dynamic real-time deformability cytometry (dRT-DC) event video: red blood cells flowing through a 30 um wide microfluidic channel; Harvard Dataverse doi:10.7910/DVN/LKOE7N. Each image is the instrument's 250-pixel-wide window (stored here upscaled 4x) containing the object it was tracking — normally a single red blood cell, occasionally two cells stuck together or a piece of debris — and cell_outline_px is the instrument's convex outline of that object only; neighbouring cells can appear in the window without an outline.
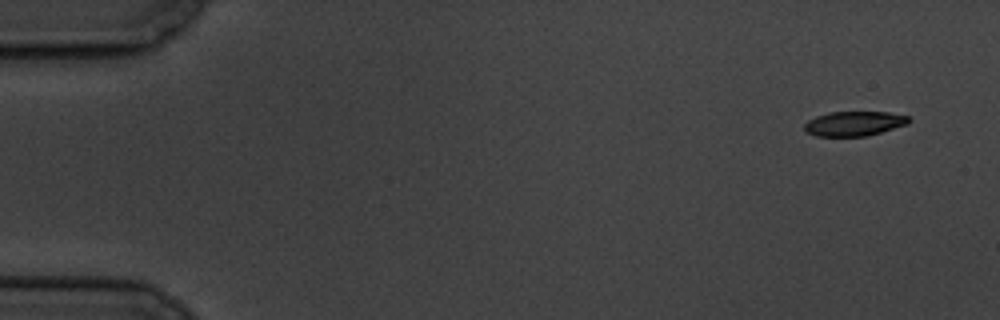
{"species": "common noctule bat (a hibernating species)", "species_latin": "Nyctalus noctula", "temperature_condition": "cold", "stored_images_in_passage": 5, "camera_frame_rate_fps": 3000, "um_per_image_px": 0.085, "animal": {"sex": "male", "body_mass_g": 19.5, "forearm_length_mm": 54.6}, "frame": {"image": 1, "passage_image": 1, "time_ms": 0.0, "image_size_px": [1000, 320], "cell_outline_px": [[912, 120], [908, 124], [880, 132], [864, 136], [816, 136], [808, 132], [804, 128], [804, 124], [808, 120], [816, 116], [828, 112], [888, 112], [908, 116]], "centroid_in_image_um": [72.61, 10.49], "position_along_channel_um": 12.4, "area_um2": 14.91}}
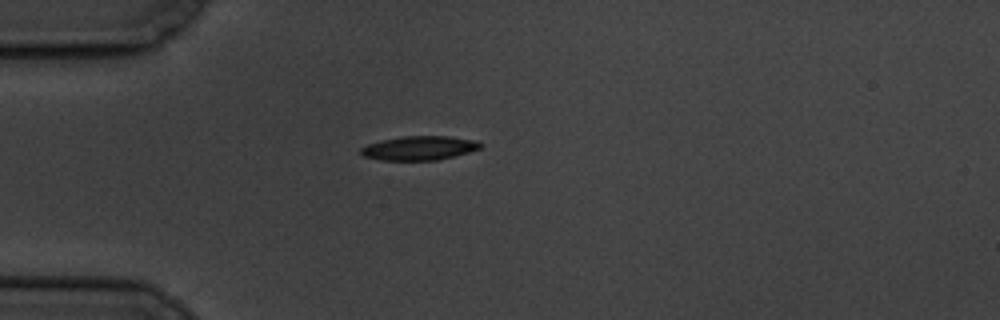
{"frame": {"image": 2, "passage_image": 5, "time_ms": 4.333, "image_size_px": [1000, 320], "cell_outline_px": [[484, 144], [480, 148], [468, 152], [436, 160], [380, 160], [364, 156], [360, 152], [360, 148], [368, 144], [380, 140], [404, 136], [448, 136], [476, 140]], "centroid_in_image_um": [35.63, 12.58], "position_along_channel_um": 49.4, "area_um2": 16.7}}